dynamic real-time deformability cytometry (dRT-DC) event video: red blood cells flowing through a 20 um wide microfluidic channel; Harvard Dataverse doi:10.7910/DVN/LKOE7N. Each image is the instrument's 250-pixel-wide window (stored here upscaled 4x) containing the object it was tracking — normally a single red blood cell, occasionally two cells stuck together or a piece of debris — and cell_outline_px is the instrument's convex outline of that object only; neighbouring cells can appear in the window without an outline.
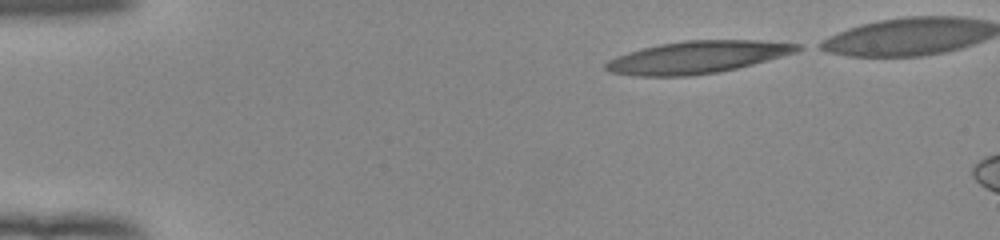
{"species": "human", "species_latin": "Homo sapiens", "temperature_condition": "room temperature", "stored_images_in_passage": 7, "camera_frame_rate_fps": 3000, "um_per_image_px": 0.085, "donor": {"sex": "female"}, "frame": {"image": 1, "passage_image": 1, "time_ms": 0.0, "image_size_px": [1000, 240], "cell_outline_px": [[804, 48], [796, 52], [752, 64], [736, 68], [716, 72], [688, 76], [632, 76], [608, 72], [604, 68], [604, 64], [608, 60], [616, 56], [628, 52], [660, 44], [684, 40], [760, 40], [800, 44]], "centroid_in_image_um": [59.23, 4.86], "position_along_channel_um": 25.8, "area_um2": 36.01}}